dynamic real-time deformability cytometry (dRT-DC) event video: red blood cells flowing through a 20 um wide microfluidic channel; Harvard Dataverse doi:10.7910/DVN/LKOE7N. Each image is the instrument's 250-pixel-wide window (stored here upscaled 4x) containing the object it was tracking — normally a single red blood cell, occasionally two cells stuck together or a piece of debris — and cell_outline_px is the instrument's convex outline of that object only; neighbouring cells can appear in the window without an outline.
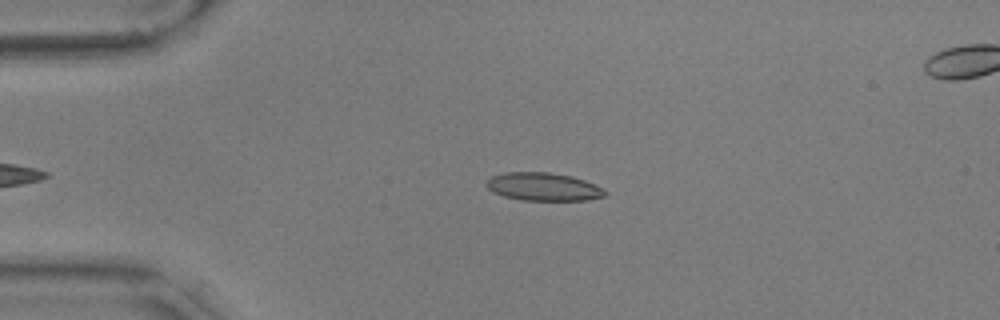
{"species": "common noctule bat (a hibernating species)", "species_latin": "Nyctalus noctula", "temperature_condition": "warm", "stored_images_in_passage": 37, "camera_frame_rate_fps": 3000, "um_per_image_px": 0.085, "animal": {"sex": "male", "body_mass_g": 17.9, "forearm_length_mm": 54.2}, "frame": {"image": 1, "passage_image": 5, "time_ms": 1.333, "image_size_px": [1000, 320], "cell_outline_px": [[608, 192], [604, 196], [584, 200], [520, 200], [504, 196], [492, 192], [484, 184], [492, 176], [504, 172], [548, 172], [572, 176], [596, 184], [604, 188]], "centroid_in_image_um": [46.18, 15.87], "position_along_channel_um": 38.8, "area_um2": 19.48}}
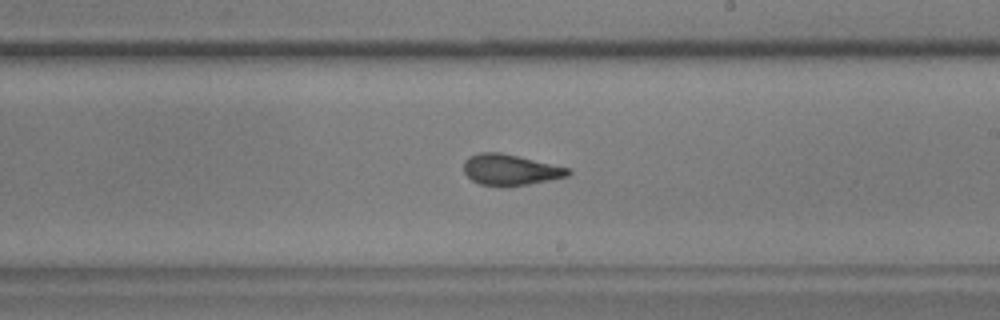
{"frame": {"image": 2, "passage_image": 25, "time_ms": 8.0, "image_size_px": [1000, 320], "cell_outline_px": [[572, 172], [568, 176], [508, 188], [500, 188], [480, 184], [472, 180], [464, 172], [464, 160], [468, 156], [480, 152], [500, 152], [568, 168]], "centroid_in_image_um": [43.32, 14.45], "position_along_channel_um": 245.7, "area_um2": 18.96}}
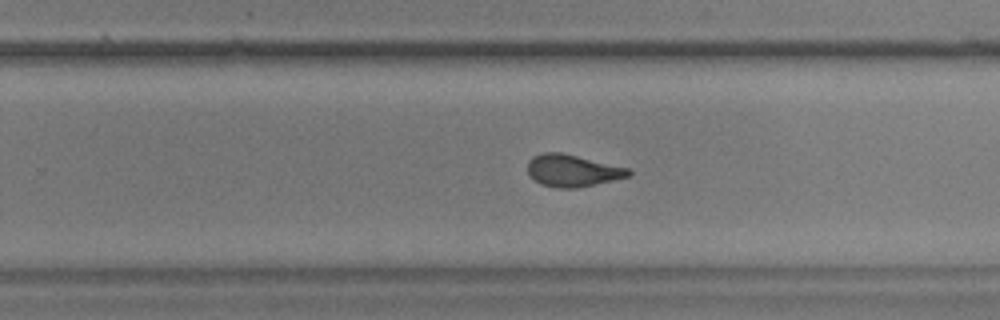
{"frame": {"image": 3, "passage_image": 28, "time_ms": 9.0, "image_size_px": [1000, 320], "cell_outline_px": [[632, 172], [628, 176], [612, 180], [576, 188], [556, 188], [540, 184], [528, 176], [528, 160], [532, 156], [544, 152], [560, 152], [628, 168]], "centroid_in_image_um": [48.59, 14.5], "position_along_channel_um": 281.2, "area_um2": 18.73}, "authors_computed_cell_mechanics": {"area_um2": 19.2474, "velocity_mm_per_s": 3.5713, "shape_relaxation_time_tau1_ms": 10.6962, "shape_relaxation_time_tau2_ms": 1.3765, "deformation_change_tau1": 0.2388, "deformation_change_tau2": 0.0854}}